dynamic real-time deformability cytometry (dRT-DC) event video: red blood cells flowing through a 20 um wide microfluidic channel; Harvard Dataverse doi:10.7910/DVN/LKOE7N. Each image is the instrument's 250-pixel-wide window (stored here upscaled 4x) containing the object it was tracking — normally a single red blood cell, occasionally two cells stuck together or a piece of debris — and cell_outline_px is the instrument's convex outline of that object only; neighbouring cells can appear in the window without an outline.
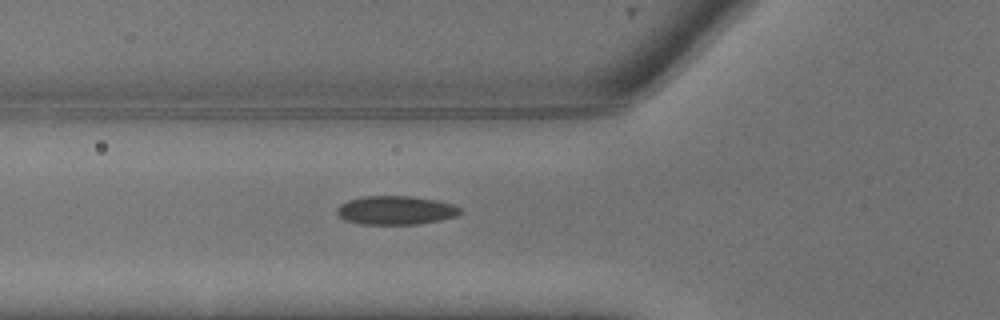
{"species": "common noctule bat (a hibernating species)", "species_latin": "Nyctalus noctula", "temperature_condition": "warm", "stored_images_in_passage": 4, "camera_frame_rate_fps": 3000, "um_per_image_px": 0.085, "animal": {"sex": "male", "body_mass_g": 13.3}, "frame": {"image": 1, "passage_image": 4, "time_ms": 1.0, "image_size_px": [1000, 320], "cell_outline_px": [[460, 212], [456, 216], [440, 220], [416, 224], [360, 224], [344, 220], [336, 212], [336, 208], [340, 204], [348, 200], [364, 196], [412, 196], [436, 200], [452, 204], [460, 208]], "centroid_in_image_um": [33.6, 17.87], "position_along_channel_um": 92.2, "area_um2": 20.58}}